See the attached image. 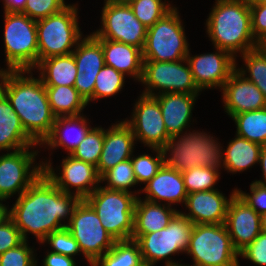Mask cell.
<instances>
[{"instance_id": "cell-4", "label": "cell", "mask_w": 266, "mask_h": 266, "mask_svg": "<svg viewBox=\"0 0 266 266\" xmlns=\"http://www.w3.org/2000/svg\"><path fill=\"white\" fill-rule=\"evenodd\" d=\"M184 133L167 140L162 148L164 164L181 173L195 167L219 170L223 162V149L218 141L204 132L194 130ZM168 152L170 157L167 156Z\"/></svg>"}, {"instance_id": "cell-47", "label": "cell", "mask_w": 266, "mask_h": 266, "mask_svg": "<svg viewBox=\"0 0 266 266\" xmlns=\"http://www.w3.org/2000/svg\"><path fill=\"white\" fill-rule=\"evenodd\" d=\"M251 30L254 39L257 41L266 34V2L250 6Z\"/></svg>"}, {"instance_id": "cell-2", "label": "cell", "mask_w": 266, "mask_h": 266, "mask_svg": "<svg viewBox=\"0 0 266 266\" xmlns=\"http://www.w3.org/2000/svg\"><path fill=\"white\" fill-rule=\"evenodd\" d=\"M31 71L1 70L0 90L9 99L25 132L40 145L50 134L56 117L42 80L33 77ZM26 73L30 75L26 77Z\"/></svg>"}, {"instance_id": "cell-28", "label": "cell", "mask_w": 266, "mask_h": 266, "mask_svg": "<svg viewBox=\"0 0 266 266\" xmlns=\"http://www.w3.org/2000/svg\"><path fill=\"white\" fill-rule=\"evenodd\" d=\"M35 68L40 71L44 86H74L78 73L72 53L43 59Z\"/></svg>"}, {"instance_id": "cell-54", "label": "cell", "mask_w": 266, "mask_h": 266, "mask_svg": "<svg viewBox=\"0 0 266 266\" xmlns=\"http://www.w3.org/2000/svg\"><path fill=\"white\" fill-rule=\"evenodd\" d=\"M261 232L266 233V212L260 215Z\"/></svg>"}, {"instance_id": "cell-10", "label": "cell", "mask_w": 266, "mask_h": 266, "mask_svg": "<svg viewBox=\"0 0 266 266\" xmlns=\"http://www.w3.org/2000/svg\"><path fill=\"white\" fill-rule=\"evenodd\" d=\"M177 8L147 28L143 52L144 61L170 62L186 59L189 44Z\"/></svg>"}, {"instance_id": "cell-7", "label": "cell", "mask_w": 266, "mask_h": 266, "mask_svg": "<svg viewBox=\"0 0 266 266\" xmlns=\"http://www.w3.org/2000/svg\"><path fill=\"white\" fill-rule=\"evenodd\" d=\"M192 227L193 223L178 212L166 228L148 234H132L131 239L138 243L145 266H155L163 259H166L165 266H170L176 262L169 256L187 251Z\"/></svg>"}, {"instance_id": "cell-48", "label": "cell", "mask_w": 266, "mask_h": 266, "mask_svg": "<svg viewBox=\"0 0 266 266\" xmlns=\"http://www.w3.org/2000/svg\"><path fill=\"white\" fill-rule=\"evenodd\" d=\"M97 75L78 72L74 82V87L87 103L93 101V91Z\"/></svg>"}, {"instance_id": "cell-18", "label": "cell", "mask_w": 266, "mask_h": 266, "mask_svg": "<svg viewBox=\"0 0 266 266\" xmlns=\"http://www.w3.org/2000/svg\"><path fill=\"white\" fill-rule=\"evenodd\" d=\"M225 226L240 253L261 233L260 215L236 193L229 202Z\"/></svg>"}, {"instance_id": "cell-5", "label": "cell", "mask_w": 266, "mask_h": 266, "mask_svg": "<svg viewBox=\"0 0 266 266\" xmlns=\"http://www.w3.org/2000/svg\"><path fill=\"white\" fill-rule=\"evenodd\" d=\"M77 6L67 4L61 11L36 21L38 63L43 59L69 55L74 51L82 38Z\"/></svg>"}, {"instance_id": "cell-11", "label": "cell", "mask_w": 266, "mask_h": 266, "mask_svg": "<svg viewBox=\"0 0 266 266\" xmlns=\"http://www.w3.org/2000/svg\"><path fill=\"white\" fill-rule=\"evenodd\" d=\"M66 228L77 241L89 265L108 252L115 243V239L102 226L97 213L85 199L74 207Z\"/></svg>"}, {"instance_id": "cell-12", "label": "cell", "mask_w": 266, "mask_h": 266, "mask_svg": "<svg viewBox=\"0 0 266 266\" xmlns=\"http://www.w3.org/2000/svg\"><path fill=\"white\" fill-rule=\"evenodd\" d=\"M140 82L146 85L142 93L149 96L164 93L199 94L201 91L194 82L187 59L170 62L144 61ZM154 89L159 92L155 93Z\"/></svg>"}, {"instance_id": "cell-6", "label": "cell", "mask_w": 266, "mask_h": 266, "mask_svg": "<svg viewBox=\"0 0 266 266\" xmlns=\"http://www.w3.org/2000/svg\"><path fill=\"white\" fill-rule=\"evenodd\" d=\"M135 193L99 186L85 199L115 241L131 239L134 230V208L138 198Z\"/></svg>"}, {"instance_id": "cell-51", "label": "cell", "mask_w": 266, "mask_h": 266, "mask_svg": "<svg viewBox=\"0 0 266 266\" xmlns=\"http://www.w3.org/2000/svg\"><path fill=\"white\" fill-rule=\"evenodd\" d=\"M259 163L262 168L263 180H256L255 182L266 186V145L261 147L259 154Z\"/></svg>"}, {"instance_id": "cell-8", "label": "cell", "mask_w": 266, "mask_h": 266, "mask_svg": "<svg viewBox=\"0 0 266 266\" xmlns=\"http://www.w3.org/2000/svg\"><path fill=\"white\" fill-rule=\"evenodd\" d=\"M6 69L33 70L38 64L36 20L23 13H4Z\"/></svg>"}, {"instance_id": "cell-45", "label": "cell", "mask_w": 266, "mask_h": 266, "mask_svg": "<svg viewBox=\"0 0 266 266\" xmlns=\"http://www.w3.org/2000/svg\"><path fill=\"white\" fill-rule=\"evenodd\" d=\"M23 241L19 229L9 217L0 224V255Z\"/></svg>"}, {"instance_id": "cell-3", "label": "cell", "mask_w": 266, "mask_h": 266, "mask_svg": "<svg viewBox=\"0 0 266 266\" xmlns=\"http://www.w3.org/2000/svg\"><path fill=\"white\" fill-rule=\"evenodd\" d=\"M206 26L214 48L226 50L234 57L256 48L250 6L244 0H216Z\"/></svg>"}, {"instance_id": "cell-26", "label": "cell", "mask_w": 266, "mask_h": 266, "mask_svg": "<svg viewBox=\"0 0 266 266\" xmlns=\"http://www.w3.org/2000/svg\"><path fill=\"white\" fill-rule=\"evenodd\" d=\"M87 123L83 114L79 116L57 117L50 134L40 145L47 144L46 146H49L52 150L61 146L68 152V155H71L93 128Z\"/></svg>"}, {"instance_id": "cell-49", "label": "cell", "mask_w": 266, "mask_h": 266, "mask_svg": "<svg viewBox=\"0 0 266 266\" xmlns=\"http://www.w3.org/2000/svg\"><path fill=\"white\" fill-rule=\"evenodd\" d=\"M42 266H77L75 259L59 253L49 251L43 259Z\"/></svg>"}, {"instance_id": "cell-29", "label": "cell", "mask_w": 266, "mask_h": 266, "mask_svg": "<svg viewBox=\"0 0 266 266\" xmlns=\"http://www.w3.org/2000/svg\"><path fill=\"white\" fill-rule=\"evenodd\" d=\"M235 139L231 140L223 149L222 166L230 173L243 172L249 169L255 163H259V154L261 145L251 142L246 138L235 135Z\"/></svg>"}, {"instance_id": "cell-57", "label": "cell", "mask_w": 266, "mask_h": 266, "mask_svg": "<svg viewBox=\"0 0 266 266\" xmlns=\"http://www.w3.org/2000/svg\"><path fill=\"white\" fill-rule=\"evenodd\" d=\"M170 266H190L189 264L188 265H184V264H181V263H178V262H176V263H174L173 265H170ZM191 266H197V265H191Z\"/></svg>"}, {"instance_id": "cell-34", "label": "cell", "mask_w": 266, "mask_h": 266, "mask_svg": "<svg viewBox=\"0 0 266 266\" xmlns=\"http://www.w3.org/2000/svg\"><path fill=\"white\" fill-rule=\"evenodd\" d=\"M245 62V69L236 68L245 78L254 83L263 93L266 99V55L257 48L241 54ZM247 71V72H246ZM247 73H249L247 77Z\"/></svg>"}, {"instance_id": "cell-32", "label": "cell", "mask_w": 266, "mask_h": 266, "mask_svg": "<svg viewBox=\"0 0 266 266\" xmlns=\"http://www.w3.org/2000/svg\"><path fill=\"white\" fill-rule=\"evenodd\" d=\"M91 266H145L138 243L133 240L115 241L113 247Z\"/></svg>"}, {"instance_id": "cell-19", "label": "cell", "mask_w": 266, "mask_h": 266, "mask_svg": "<svg viewBox=\"0 0 266 266\" xmlns=\"http://www.w3.org/2000/svg\"><path fill=\"white\" fill-rule=\"evenodd\" d=\"M221 90L225 112L230 117L266 107V99L262 91L237 69L230 75Z\"/></svg>"}, {"instance_id": "cell-22", "label": "cell", "mask_w": 266, "mask_h": 266, "mask_svg": "<svg viewBox=\"0 0 266 266\" xmlns=\"http://www.w3.org/2000/svg\"><path fill=\"white\" fill-rule=\"evenodd\" d=\"M140 191L146 193L144 200L153 203L164 201L168 206L176 203L185 204L188 195L182 173L166 164L162 165L157 174Z\"/></svg>"}, {"instance_id": "cell-16", "label": "cell", "mask_w": 266, "mask_h": 266, "mask_svg": "<svg viewBox=\"0 0 266 266\" xmlns=\"http://www.w3.org/2000/svg\"><path fill=\"white\" fill-rule=\"evenodd\" d=\"M40 163L43 165V173L59 189L70 194L73 193L70 189L75 188L76 192L74 194L80 200L86 199L101 183L100 175L94 165L78 160L71 155L63 159L61 163L62 170L58 175L55 173L50 160L49 162L41 161Z\"/></svg>"}, {"instance_id": "cell-44", "label": "cell", "mask_w": 266, "mask_h": 266, "mask_svg": "<svg viewBox=\"0 0 266 266\" xmlns=\"http://www.w3.org/2000/svg\"><path fill=\"white\" fill-rule=\"evenodd\" d=\"M236 193L259 215L266 212V186L257 182L250 184V194L242 190H236Z\"/></svg>"}, {"instance_id": "cell-50", "label": "cell", "mask_w": 266, "mask_h": 266, "mask_svg": "<svg viewBox=\"0 0 266 266\" xmlns=\"http://www.w3.org/2000/svg\"><path fill=\"white\" fill-rule=\"evenodd\" d=\"M4 13H22L27 0H3Z\"/></svg>"}, {"instance_id": "cell-15", "label": "cell", "mask_w": 266, "mask_h": 266, "mask_svg": "<svg viewBox=\"0 0 266 266\" xmlns=\"http://www.w3.org/2000/svg\"><path fill=\"white\" fill-rule=\"evenodd\" d=\"M131 118L124 121L132 129L136 142L139 140L150 148L162 149L171 138L166 131L160 105L155 96L140 94Z\"/></svg>"}, {"instance_id": "cell-31", "label": "cell", "mask_w": 266, "mask_h": 266, "mask_svg": "<svg viewBox=\"0 0 266 266\" xmlns=\"http://www.w3.org/2000/svg\"><path fill=\"white\" fill-rule=\"evenodd\" d=\"M77 66V72L89 75H98L105 65L101 39L93 33L82 37L72 52Z\"/></svg>"}, {"instance_id": "cell-33", "label": "cell", "mask_w": 266, "mask_h": 266, "mask_svg": "<svg viewBox=\"0 0 266 266\" xmlns=\"http://www.w3.org/2000/svg\"><path fill=\"white\" fill-rule=\"evenodd\" d=\"M232 119L237 128L236 135L261 146L266 145V107L239 113Z\"/></svg>"}, {"instance_id": "cell-27", "label": "cell", "mask_w": 266, "mask_h": 266, "mask_svg": "<svg viewBox=\"0 0 266 266\" xmlns=\"http://www.w3.org/2000/svg\"><path fill=\"white\" fill-rule=\"evenodd\" d=\"M172 206L153 203L138 197L134 208V230L132 234H148L166 228L179 212Z\"/></svg>"}, {"instance_id": "cell-1", "label": "cell", "mask_w": 266, "mask_h": 266, "mask_svg": "<svg viewBox=\"0 0 266 266\" xmlns=\"http://www.w3.org/2000/svg\"><path fill=\"white\" fill-rule=\"evenodd\" d=\"M79 201L74 193L63 192L42 173L18 196L8 217L19 229L23 240L28 241L27 235L31 233L42 243L50 233L66 227Z\"/></svg>"}, {"instance_id": "cell-30", "label": "cell", "mask_w": 266, "mask_h": 266, "mask_svg": "<svg viewBox=\"0 0 266 266\" xmlns=\"http://www.w3.org/2000/svg\"><path fill=\"white\" fill-rule=\"evenodd\" d=\"M50 108L54 116H79L88 105L74 86H45Z\"/></svg>"}, {"instance_id": "cell-24", "label": "cell", "mask_w": 266, "mask_h": 266, "mask_svg": "<svg viewBox=\"0 0 266 266\" xmlns=\"http://www.w3.org/2000/svg\"><path fill=\"white\" fill-rule=\"evenodd\" d=\"M105 65L113 67L125 76L130 75L140 82L143 71L142 49L117 41L101 39Z\"/></svg>"}, {"instance_id": "cell-52", "label": "cell", "mask_w": 266, "mask_h": 266, "mask_svg": "<svg viewBox=\"0 0 266 266\" xmlns=\"http://www.w3.org/2000/svg\"><path fill=\"white\" fill-rule=\"evenodd\" d=\"M256 48L266 55V34L257 40Z\"/></svg>"}, {"instance_id": "cell-13", "label": "cell", "mask_w": 266, "mask_h": 266, "mask_svg": "<svg viewBox=\"0 0 266 266\" xmlns=\"http://www.w3.org/2000/svg\"><path fill=\"white\" fill-rule=\"evenodd\" d=\"M104 1L101 13L102 25L93 34L99 39L126 43L143 50L147 27L135 17L130 5Z\"/></svg>"}, {"instance_id": "cell-9", "label": "cell", "mask_w": 266, "mask_h": 266, "mask_svg": "<svg viewBox=\"0 0 266 266\" xmlns=\"http://www.w3.org/2000/svg\"><path fill=\"white\" fill-rule=\"evenodd\" d=\"M186 254L197 266H240L225 224H193Z\"/></svg>"}, {"instance_id": "cell-56", "label": "cell", "mask_w": 266, "mask_h": 266, "mask_svg": "<svg viewBox=\"0 0 266 266\" xmlns=\"http://www.w3.org/2000/svg\"><path fill=\"white\" fill-rule=\"evenodd\" d=\"M110 1L120 4H130L134 0H110Z\"/></svg>"}, {"instance_id": "cell-25", "label": "cell", "mask_w": 266, "mask_h": 266, "mask_svg": "<svg viewBox=\"0 0 266 266\" xmlns=\"http://www.w3.org/2000/svg\"><path fill=\"white\" fill-rule=\"evenodd\" d=\"M38 144L25 132L9 99L0 90V151H16Z\"/></svg>"}, {"instance_id": "cell-20", "label": "cell", "mask_w": 266, "mask_h": 266, "mask_svg": "<svg viewBox=\"0 0 266 266\" xmlns=\"http://www.w3.org/2000/svg\"><path fill=\"white\" fill-rule=\"evenodd\" d=\"M236 190H233L229 199L218 189L190 193L185 201L186 209L190 212L180 213L193 224H225L228 205Z\"/></svg>"}, {"instance_id": "cell-21", "label": "cell", "mask_w": 266, "mask_h": 266, "mask_svg": "<svg viewBox=\"0 0 266 266\" xmlns=\"http://www.w3.org/2000/svg\"><path fill=\"white\" fill-rule=\"evenodd\" d=\"M104 129V142L97 164L100 177L116 164L129 160L133 156L136 139L130 126L124 121Z\"/></svg>"}, {"instance_id": "cell-23", "label": "cell", "mask_w": 266, "mask_h": 266, "mask_svg": "<svg viewBox=\"0 0 266 266\" xmlns=\"http://www.w3.org/2000/svg\"><path fill=\"white\" fill-rule=\"evenodd\" d=\"M199 94L164 93L157 98L166 131L170 137L182 134L191 122L194 103Z\"/></svg>"}, {"instance_id": "cell-43", "label": "cell", "mask_w": 266, "mask_h": 266, "mask_svg": "<svg viewBox=\"0 0 266 266\" xmlns=\"http://www.w3.org/2000/svg\"><path fill=\"white\" fill-rule=\"evenodd\" d=\"M66 6L64 0H27L22 13L37 21L61 11Z\"/></svg>"}, {"instance_id": "cell-37", "label": "cell", "mask_w": 266, "mask_h": 266, "mask_svg": "<svg viewBox=\"0 0 266 266\" xmlns=\"http://www.w3.org/2000/svg\"><path fill=\"white\" fill-rule=\"evenodd\" d=\"M125 75L113 67L104 65L96 76L93 100L107 98L121 92L124 87Z\"/></svg>"}, {"instance_id": "cell-40", "label": "cell", "mask_w": 266, "mask_h": 266, "mask_svg": "<svg viewBox=\"0 0 266 266\" xmlns=\"http://www.w3.org/2000/svg\"><path fill=\"white\" fill-rule=\"evenodd\" d=\"M151 149L156 152V157L149 154H142L130 158L137 184L148 183L164 164V154L162 149Z\"/></svg>"}, {"instance_id": "cell-35", "label": "cell", "mask_w": 266, "mask_h": 266, "mask_svg": "<svg viewBox=\"0 0 266 266\" xmlns=\"http://www.w3.org/2000/svg\"><path fill=\"white\" fill-rule=\"evenodd\" d=\"M104 142V128L94 127L72 152L71 156L97 167Z\"/></svg>"}, {"instance_id": "cell-53", "label": "cell", "mask_w": 266, "mask_h": 266, "mask_svg": "<svg viewBox=\"0 0 266 266\" xmlns=\"http://www.w3.org/2000/svg\"><path fill=\"white\" fill-rule=\"evenodd\" d=\"M2 201L4 200L0 199V224L9 216V208L7 209L6 205L3 204Z\"/></svg>"}, {"instance_id": "cell-46", "label": "cell", "mask_w": 266, "mask_h": 266, "mask_svg": "<svg viewBox=\"0 0 266 266\" xmlns=\"http://www.w3.org/2000/svg\"><path fill=\"white\" fill-rule=\"evenodd\" d=\"M239 256L260 266H266V233L261 232L251 244L244 248Z\"/></svg>"}, {"instance_id": "cell-17", "label": "cell", "mask_w": 266, "mask_h": 266, "mask_svg": "<svg viewBox=\"0 0 266 266\" xmlns=\"http://www.w3.org/2000/svg\"><path fill=\"white\" fill-rule=\"evenodd\" d=\"M217 52L190 56V51L186 57L193 79L197 87L211 89L219 87L222 89L224 83L236 70V57L226 50L215 48Z\"/></svg>"}, {"instance_id": "cell-55", "label": "cell", "mask_w": 266, "mask_h": 266, "mask_svg": "<svg viewBox=\"0 0 266 266\" xmlns=\"http://www.w3.org/2000/svg\"><path fill=\"white\" fill-rule=\"evenodd\" d=\"M249 6L265 3L266 0H244Z\"/></svg>"}, {"instance_id": "cell-42", "label": "cell", "mask_w": 266, "mask_h": 266, "mask_svg": "<svg viewBox=\"0 0 266 266\" xmlns=\"http://www.w3.org/2000/svg\"><path fill=\"white\" fill-rule=\"evenodd\" d=\"M23 241L0 255V266H38L33 248Z\"/></svg>"}, {"instance_id": "cell-36", "label": "cell", "mask_w": 266, "mask_h": 266, "mask_svg": "<svg viewBox=\"0 0 266 266\" xmlns=\"http://www.w3.org/2000/svg\"><path fill=\"white\" fill-rule=\"evenodd\" d=\"M100 181H107V186L104 187L110 190H118L131 192L130 187L137 184L131 159L116 164L113 168L106 171Z\"/></svg>"}, {"instance_id": "cell-14", "label": "cell", "mask_w": 266, "mask_h": 266, "mask_svg": "<svg viewBox=\"0 0 266 266\" xmlns=\"http://www.w3.org/2000/svg\"><path fill=\"white\" fill-rule=\"evenodd\" d=\"M33 147L7 152L0 156L1 200L10 199L16 193L20 196L43 173V165L37 166V163H34L39 151H30L29 148Z\"/></svg>"}, {"instance_id": "cell-38", "label": "cell", "mask_w": 266, "mask_h": 266, "mask_svg": "<svg viewBox=\"0 0 266 266\" xmlns=\"http://www.w3.org/2000/svg\"><path fill=\"white\" fill-rule=\"evenodd\" d=\"M218 171L209 167H195L182 172L187 193L217 189L214 186L220 178Z\"/></svg>"}, {"instance_id": "cell-39", "label": "cell", "mask_w": 266, "mask_h": 266, "mask_svg": "<svg viewBox=\"0 0 266 266\" xmlns=\"http://www.w3.org/2000/svg\"><path fill=\"white\" fill-rule=\"evenodd\" d=\"M129 5L135 17L147 28L151 27L172 8H176L162 0H134Z\"/></svg>"}, {"instance_id": "cell-41", "label": "cell", "mask_w": 266, "mask_h": 266, "mask_svg": "<svg viewBox=\"0 0 266 266\" xmlns=\"http://www.w3.org/2000/svg\"><path fill=\"white\" fill-rule=\"evenodd\" d=\"M46 242L51 245V252L54 253L63 254L73 258L77 253H82L77 241L66 227L50 233L42 241V244Z\"/></svg>"}]
</instances>
